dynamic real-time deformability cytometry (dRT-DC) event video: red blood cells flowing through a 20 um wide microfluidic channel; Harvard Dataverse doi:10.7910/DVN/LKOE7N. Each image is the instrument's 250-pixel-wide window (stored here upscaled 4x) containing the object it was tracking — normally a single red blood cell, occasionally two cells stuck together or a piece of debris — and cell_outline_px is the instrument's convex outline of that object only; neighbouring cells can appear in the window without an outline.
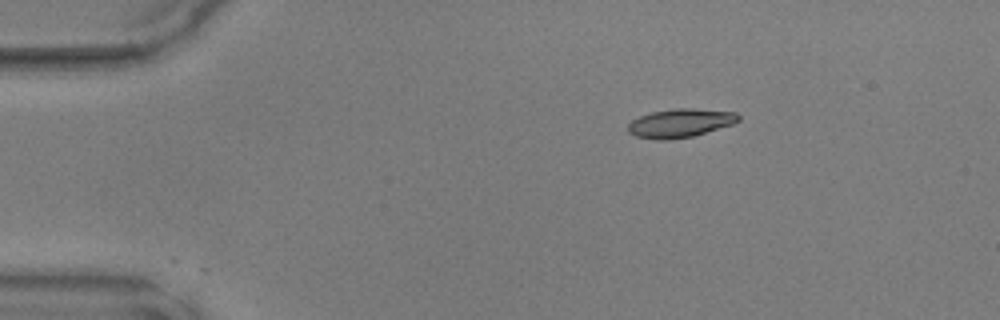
{"species": "common noctule bat (a hibernating species)", "species_latin": "Nyctalus noctula", "temperature_condition": "warm", "stored_images_in_passage": 41, "camera_frame_rate_fps": 3000, "um_per_image_px": 0.085, "animal": {"sex": "male", "body_mass_g": 17.9, "forearm_length_mm": 54.2}, "frame": {"image": 1, "passage_image": 1, "time_ms": 0.0, "image_size_px": [1000, 320], "cell_outline_px": [[740, 120], [732, 124], [692, 136], [668, 140], [656, 140], [636, 136], [628, 132], [628, 124], [632, 120], [640, 116], [652, 112], [676, 108], [692, 108], [736, 112], [740, 116]], "centroid_in_image_um": [57.81, 10.46], "position_along_channel_um": 27.2, "area_um2": 18.32}}
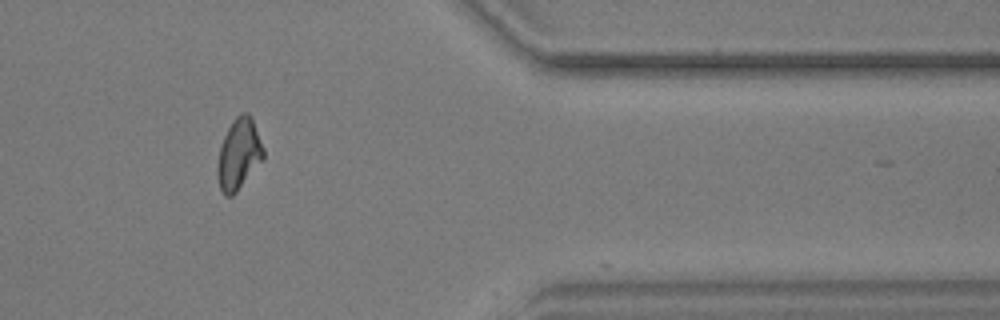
{"frame": {"image": 2, "passage_image": 33, "time_ms": 10.667, "image_size_px": [1000, 320], "cell_outline_px": [[264, 160], [236, 192], [232, 196], [224, 196], [220, 188], [216, 172], [216, 168], [220, 148], [224, 136], [232, 120], [240, 112], [248, 112], [252, 116], [264, 148]], "centroid_in_image_um": [20.32, 13.09], "position_along_channel_um": 391.1, "area_um2": 19.31}}
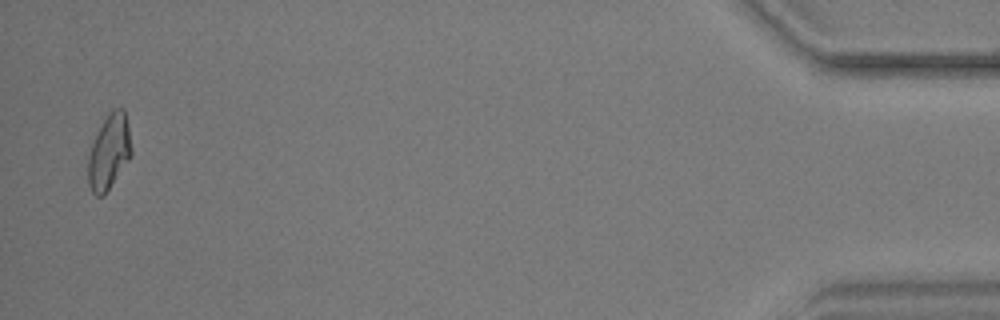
{"frame": {"image": 3, "passage_image": 40, "time_ms": 13.0, "image_size_px": [1000, 320], "cell_outline_px": [[132, 156], [104, 196], [96, 196], [92, 192], [88, 184], [88, 156], [92, 144], [104, 120], [112, 108], [124, 108], [128, 124], [132, 152]], "centroid_in_image_um": [9.29, 12.94], "position_along_channel_um": 425.9, "area_um2": 18.9}}